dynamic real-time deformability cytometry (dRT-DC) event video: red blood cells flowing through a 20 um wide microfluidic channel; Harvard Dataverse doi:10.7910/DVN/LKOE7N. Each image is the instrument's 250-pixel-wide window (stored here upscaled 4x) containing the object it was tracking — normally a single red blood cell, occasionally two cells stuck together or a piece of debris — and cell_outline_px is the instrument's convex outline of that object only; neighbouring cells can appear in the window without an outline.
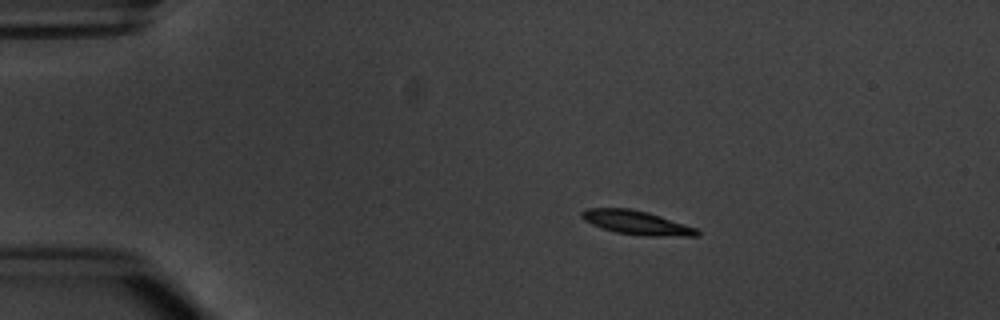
{"species": "common noctule bat (a hibernating species)", "species_latin": "Nyctalus noctula", "temperature_condition": "warm", "stored_images_in_passage": 4, "camera_frame_rate_fps": 3000, "um_per_image_px": 0.085, "animal": {"sex": "male", "body_mass_g": 20.1, "forearm_length_mm": 53.5}, "frame": {"image": 1, "passage_image": 3, "time_ms": 2.333, "image_size_px": [1000, 320], "cell_outline_px": [[700, 236], [644, 236], [616, 232], [600, 228], [584, 220], [580, 216], [580, 212], [588, 208], [628, 208], [648, 212], [696, 228], [700, 232]], "centroid_in_image_um": [54.09, 18.93], "position_along_channel_um": 30.9, "area_um2": 16.07}}